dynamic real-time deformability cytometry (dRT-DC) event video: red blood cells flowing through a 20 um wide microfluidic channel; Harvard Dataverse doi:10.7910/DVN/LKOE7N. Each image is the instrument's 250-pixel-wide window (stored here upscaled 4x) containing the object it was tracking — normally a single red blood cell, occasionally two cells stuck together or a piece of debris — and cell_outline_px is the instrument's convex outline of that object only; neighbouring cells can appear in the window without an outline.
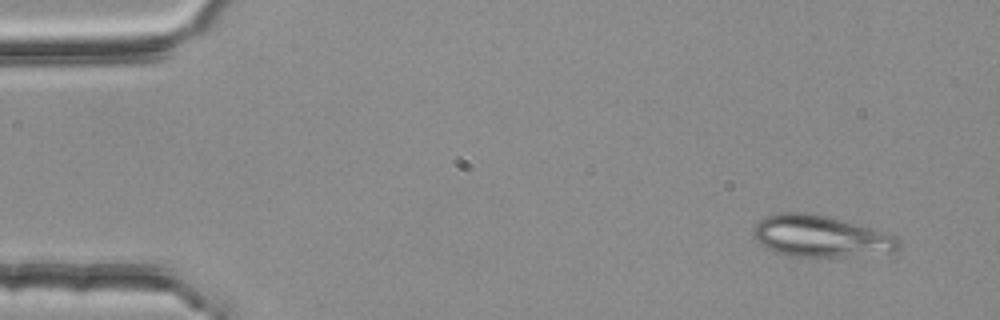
{"species": "common noctule bat (a hibernating species)", "species_latin": "Nyctalus noctula", "temperature_condition": "room temperature", "stored_images_in_passage": 9, "camera_frame_rate_fps": 3000, "um_per_image_px": 0.085, "animal": {"sex": "female", "body_mass_g": 25.1}, "frame": {"image": 1, "passage_image": 1, "time_ms": 0.0, "image_size_px": [1000, 320], "cell_outline_px": [[900, 248], [896, 252], [840, 256], [788, 256], [772, 252], [764, 248], [752, 236], [752, 232], [756, 224], [760, 220], [768, 216], [780, 212], [808, 212], [876, 228], [896, 236], [900, 240]], "centroid_in_image_um": [69.75, 20.08], "position_along_channel_um": 15.3, "area_um2": 35.43}}
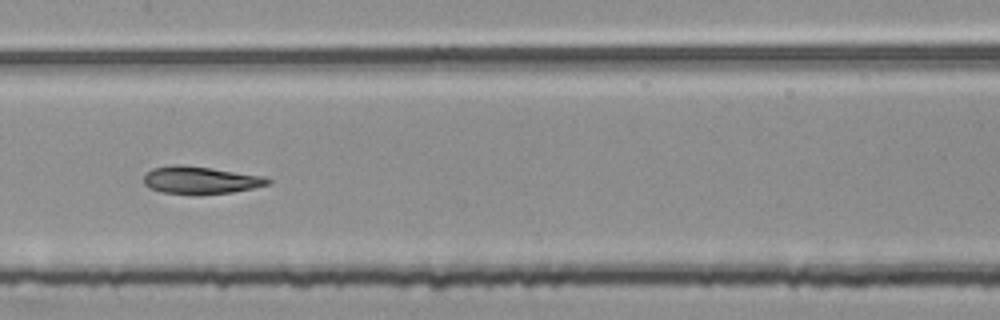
{"frame": {"image": 2, "passage_image": 7, "time_ms": 2.0, "image_size_px": [1000, 320], "cell_outline_px": [[272, 184], [232, 192], [196, 196], [160, 192], [144, 184], [144, 176], [152, 168], [172, 164], [180, 164], [264, 176], [272, 180]], "centroid_in_image_um": [17.04, 15.33], "position_along_channel_um": 190.4, "area_um2": 20.11}}
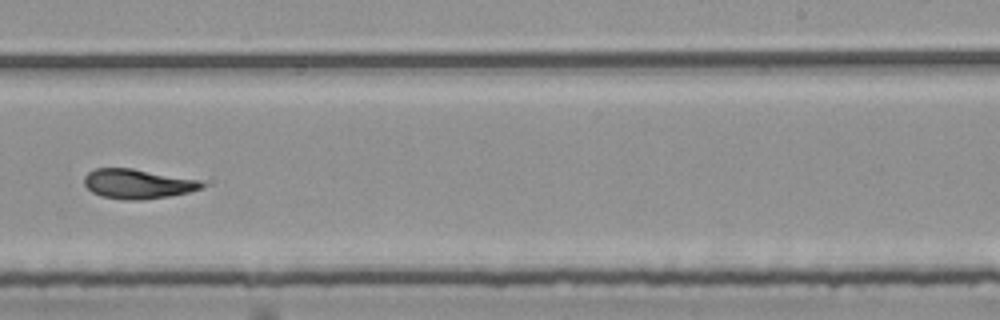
{"frame": {"image": 3, "passage_image": 9, "time_ms": 2.667, "image_size_px": [1000, 320], "cell_outline_px": [[204, 188], [188, 192], [168, 196], [140, 200], [124, 200], [100, 196], [92, 192], [84, 184], [84, 176], [88, 172], [96, 168], [132, 168], [200, 180], [204, 184]], "centroid_in_image_um": [11.68, 15.63], "position_along_channel_um": 277.3, "area_um2": 20.29}}